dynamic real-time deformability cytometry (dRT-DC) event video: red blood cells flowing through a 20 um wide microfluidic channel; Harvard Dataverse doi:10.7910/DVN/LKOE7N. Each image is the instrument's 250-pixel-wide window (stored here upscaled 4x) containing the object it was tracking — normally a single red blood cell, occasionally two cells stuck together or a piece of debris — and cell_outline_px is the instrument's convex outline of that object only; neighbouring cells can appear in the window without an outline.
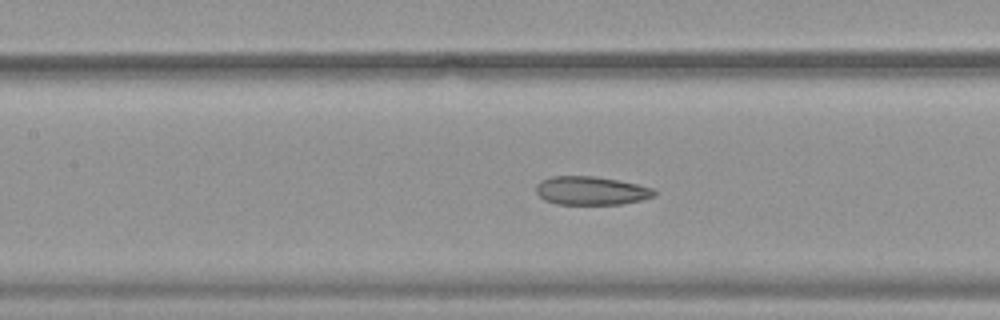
{"species": "common noctule bat (a hibernating species)", "species_latin": "Nyctalus noctula", "temperature_condition": "warm", "stored_images_in_passage": 13, "camera_frame_rate_fps": 3000, "um_per_image_px": 0.085, "animal": {"sex": "female", "body_mass_g": 19.9}, "frame": {"image": 1, "passage_image": 11, "time_ms": 3.333, "image_size_px": [1000, 320], "cell_outline_px": [[656, 196], [640, 200], [620, 204], [556, 204], [544, 200], [536, 192], [536, 184], [540, 180], [552, 176], [596, 176], [636, 184], [652, 188], [656, 192]], "centroid_in_image_um": [50.21, 16.2], "position_along_channel_um": 157.2, "area_um2": 19.59}}